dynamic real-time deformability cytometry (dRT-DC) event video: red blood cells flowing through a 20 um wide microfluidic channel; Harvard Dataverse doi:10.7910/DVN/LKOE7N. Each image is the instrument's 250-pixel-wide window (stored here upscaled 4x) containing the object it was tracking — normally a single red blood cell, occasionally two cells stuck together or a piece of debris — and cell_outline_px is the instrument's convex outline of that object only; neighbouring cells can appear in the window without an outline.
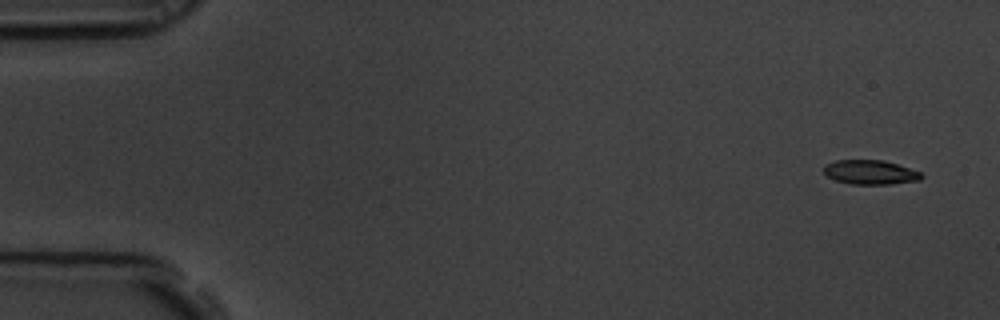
{"species": "common noctule bat (a hibernating species)", "species_latin": "Nyctalus noctula", "temperature_condition": "room temperature", "stored_images_in_passage": 6, "camera_frame_rate_fps": 3000, "um_per_image_px": 0.085, "animal": {"sex": "male", "body_mass_g": 19.5, "forearm_length_mm": 54.6}, "frame": {"image": 1, "passage_image": 1, "time_ms": 0.0, "image_size_px": [1000, 320], "cell_outline_px": [[924, 176], [920, 180], [892, 184], [848, 184], [836, 180], [828, 176], [824, 172], [824, 164], [836, 160], [884, 160], [920, 172]], "centroid_in_image_um": [73.96, 14.64], "position_along_channel_um": 11.0, "area_um2": 13.81}}